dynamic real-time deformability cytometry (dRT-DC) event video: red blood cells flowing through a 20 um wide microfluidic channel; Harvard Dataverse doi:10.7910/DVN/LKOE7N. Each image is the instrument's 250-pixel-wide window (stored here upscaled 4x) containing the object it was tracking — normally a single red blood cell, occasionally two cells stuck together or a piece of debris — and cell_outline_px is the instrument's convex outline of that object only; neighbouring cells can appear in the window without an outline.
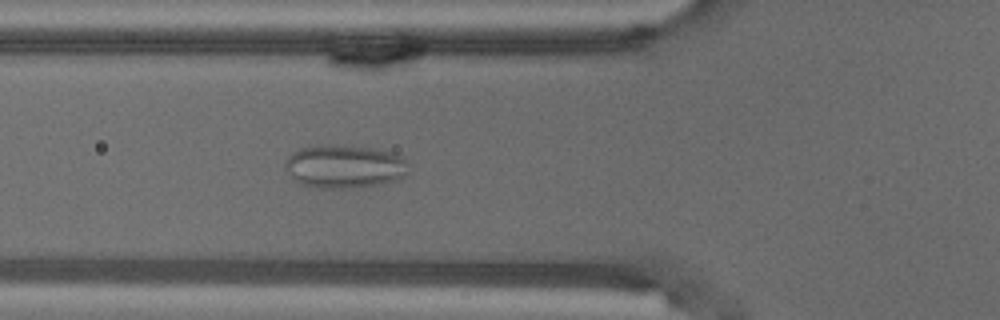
{"species": "common noctule bat (a hibernating species)", "species_latin": "Nyctalus noctula", "temperature_condition": "warm", "stored_images_in_passage": 56, "camera_frame_rate_fps": 3000, "um_per_image_px": 0.085, "animal": {"sex": "male", "body_mass_g": 18.8}, "frame": {"image": 1, "passage_image": 20, "time_ms": 6.333, "image_size_px": [1000, 320], "cell_outline_px": [[408, 172], [400, 180], [360, 188], [320, 188], [304, 184], [296, 180], [284, 168], [284, 160], [288, 156], [300, 148], [372, 148], [392, 152], [400, 156], [404, 160]], "centroid_in_image_um": [29.31, 14.21], "position_along_channel_um": 96.5, "area_um2": 30.11}}
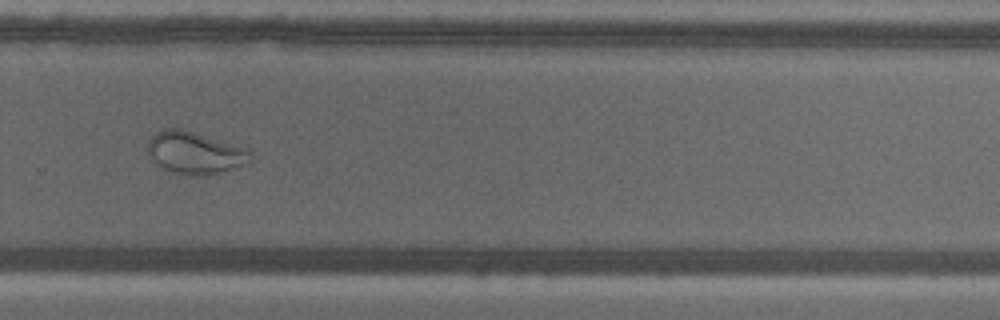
{"frame": {"image": 2, "passage_image": 38, "time_ms": 12.333, "image_size_px": [1000, 320], "cell_outline_px": [[252, 164], [208, 176], [184, 176], [164, 168], [156, 164], [152, 160], [148, 152], [148, 140], [160, 128], [180, 128], [248, 148], [252, 152]], "centroid_in_image_um": [16.62, 13.01], "position_along_channel_um": 313.2, "area_um2": 25.95}}
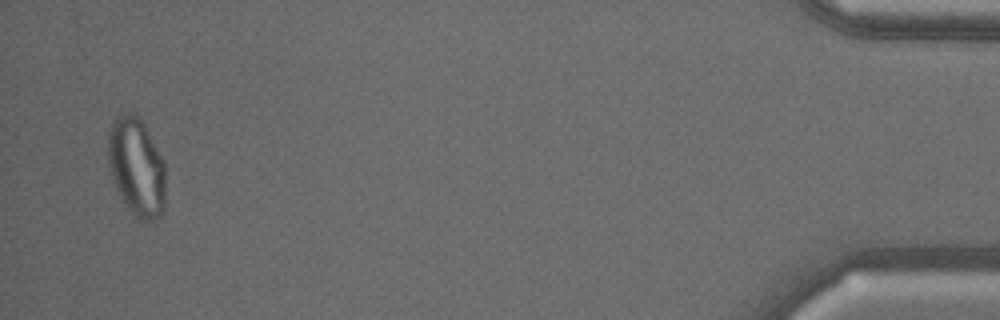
{"frame": {"image": 3, "passage_image": 54, "time_ms": 17.667, "image_size_px": [1000, 320], "cell_outline_px": [[164, 208], [160, 216], [152, 220], [140, 220], [128, 208], [120, 196], [112, 180], [108, 164], [108, 132], [112, 120], [120, 112], [132, 112], [144, 124], [164, 160]], "centroid_in_image_um": [11.58, 14.15], "position_along_channel_um": 423.6, "area_um2": 33.06}}